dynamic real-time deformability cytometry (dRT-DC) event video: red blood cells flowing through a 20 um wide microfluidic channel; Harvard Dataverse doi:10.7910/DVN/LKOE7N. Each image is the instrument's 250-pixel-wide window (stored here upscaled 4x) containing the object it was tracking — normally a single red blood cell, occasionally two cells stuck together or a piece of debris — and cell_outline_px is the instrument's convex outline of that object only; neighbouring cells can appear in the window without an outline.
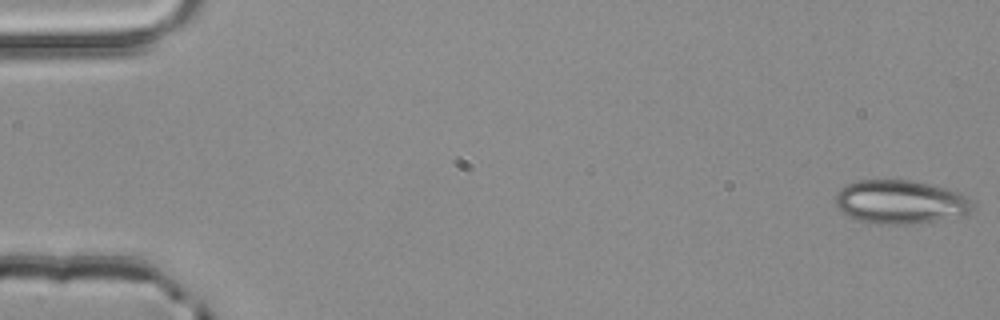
{"species": "common noctule bat (a hibernating species)", "species_latin": "Nyctalus noctula", "temperature_condition": "room temperature", "stored_images_in_passage": 4, "camera_frame_rate_fps": 3000, "um_per_image_px": 0.085, "animal": {"sex": "male", "body_mass_g": 20.4}, "frame": {"image": 1, "passage_image": 1, "time_ms": 0.0, "image_size_px": [1000, 320], "cell_outline_px": [[976, 208], [968, 212], [936, 220], [916, 224], [864, 224], [840, 212], [836, 204], [836, 192], [844, 184], [856, 180], [912, 180], [960, 192], [976, 204]], "centroid_in_image_um": [76.46, 17.17], "position_along_channel_um": 8.5, "area_um2": 35.26}}